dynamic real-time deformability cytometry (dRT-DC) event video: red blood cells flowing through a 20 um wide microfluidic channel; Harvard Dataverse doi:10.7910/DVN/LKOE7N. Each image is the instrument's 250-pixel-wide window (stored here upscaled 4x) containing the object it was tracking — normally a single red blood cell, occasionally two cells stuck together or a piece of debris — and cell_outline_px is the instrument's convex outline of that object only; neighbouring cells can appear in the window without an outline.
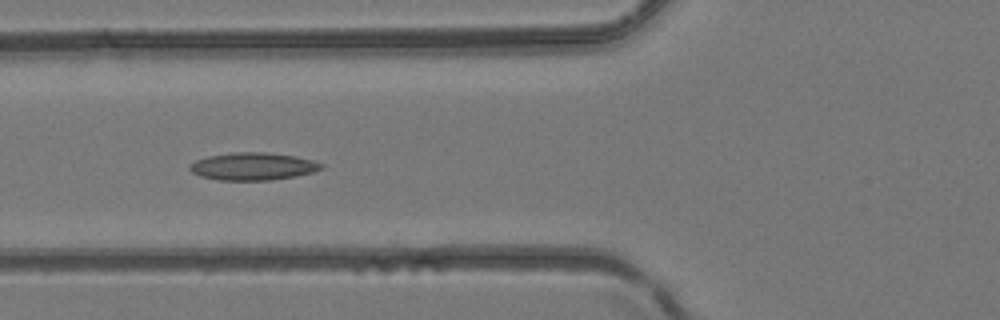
{"species": "common noctule bat (a hibernating species)", "species_latin": "Nyctalus noctula", "temperature_condition": "room temperature", "stored_images_in_passage": 5, "camera_frame_rate_fps": 3000, "um_per_image_px": 0.085, "animal": {"sex": "female", "body_mass_g": 24.6, "forearm_length_mm": 56.2}, "frame": {"image": 1, "passage_image": 5, "time_ms": 1.333, "image_size_px": [1000, 320], "cell_outline_px": [[324, 168], [312, 172], [292, 176], [268, 180], [220, 180], [200, 176], [192, 172], [188, 168], [196, 160], [208, 156], [232, 152], [264, 152], [296, 156], [312, 160], [324, 164]], "centroid_in_image_um": [21.5, 14.13], "position_along_channel_um": 104.3, "area_um2": 20.92}}